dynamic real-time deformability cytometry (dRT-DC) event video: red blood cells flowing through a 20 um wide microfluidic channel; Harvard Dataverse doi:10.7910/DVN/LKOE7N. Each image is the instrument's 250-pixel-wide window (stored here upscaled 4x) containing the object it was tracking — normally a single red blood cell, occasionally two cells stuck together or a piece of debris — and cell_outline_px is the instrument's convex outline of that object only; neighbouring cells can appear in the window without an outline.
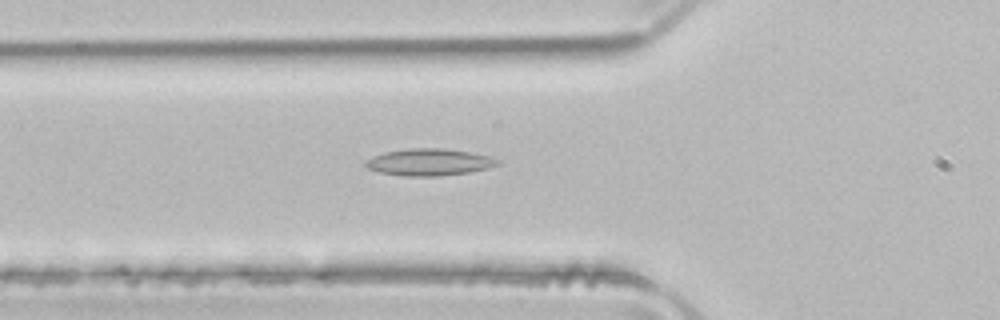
{"species": "common noctule bat (a hibernating species)", "species_latin": "Nyctalus noctula", "temperature_condition": "room temperature", "stored_images_in_passage": 37, "camera_frame_rate_fps": 3000, "um_per_image_px": 0.085, "animal": {"sex": "male", "body_mass_g": 21.5, "forearm_length_mm": 52.0}, "frame": {"image": 1, "passage_image": 4, "time_ms": 1.0, "image_size_px": [1000, 320], "cell_outline_px": [[500, 164], [488, 168], [468, 172], [440, 176], [404, 176], [380, 172], [368, 168], [364, 164], [364, 160], [372, 156], [384, 152], [408, 148], [444, 148], [468, 152], [488, 156], [500, 160]], "centroid_in_image_um": [36.45, 13.78], "position_along_channel_um": 89.4, "area_um2": 20.69}}
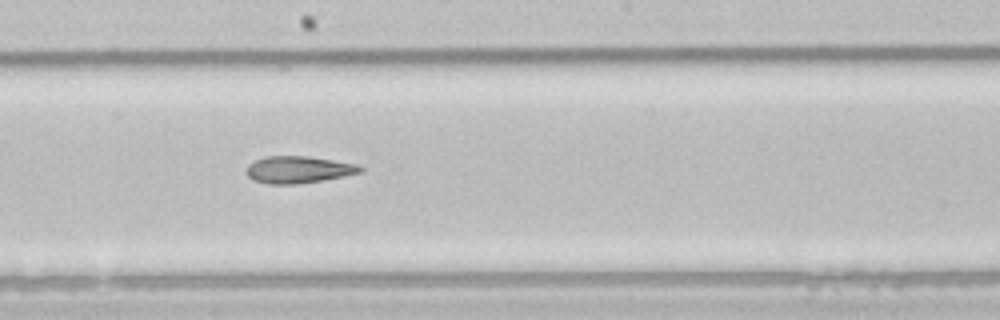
{"frame": {"image": 2, "passage_image": 14, "time_ms": 4.333, "image_size_px": [1000, 320], "cell_outline_px": [[364, 172], [324, 180], [300, 184], [268, 184], [252, 180], [244, 172], [248, 164], [264, 156], [308, 156], [356, 164], [364, 168]], "centroid_in_image_um": [25.34, 14.43], "position_along_channel_um": 222.9, "area_um2": 18.15}}
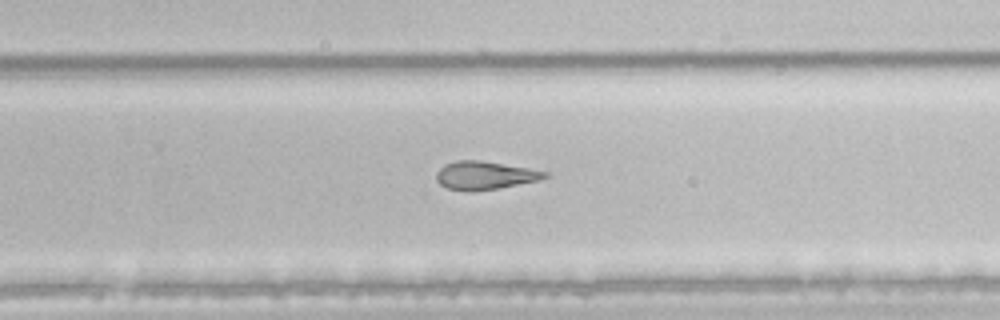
{"frame": {"image": 3, "passage_image": 19, "time_ms": 6.0, "image_size_px": [1000, 320], "cell_outline_px": [[548, 176], [536, 180], [496, 188], [472, 192], [468, 192], [448, 188], [440, 184], [436, 180], [436, 172], [444, 164], [456, 160], [480, 160], [528, 168], [548, 172]], "centroid_in_image_um": [41.13, 14.9], "position_along_channel_um": 288.7, "area_um2": 17.63}, "authors_computed_cell_mechanics": {"area_um2": 18.8428, "velocity_mm_per_s": 3.9798, "shape_relaxation_time_tau1_ms": null, "shape_relaxation_time_tau2_ms": 7.7278, "deformation_change_tau1": null, "deformation_change_tau2": 0.2109}}